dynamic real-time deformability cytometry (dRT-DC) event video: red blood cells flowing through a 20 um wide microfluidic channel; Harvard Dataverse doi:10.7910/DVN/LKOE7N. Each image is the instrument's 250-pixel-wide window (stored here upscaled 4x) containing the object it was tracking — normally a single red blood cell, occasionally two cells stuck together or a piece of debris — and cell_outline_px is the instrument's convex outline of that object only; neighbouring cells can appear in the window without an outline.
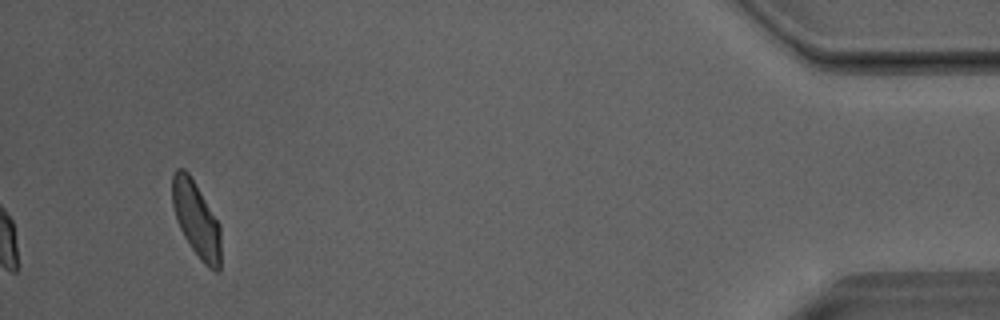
{"species": "Egyptian fruit bat (a non-hibernating species)", "species_latin": "Rousettus aegyptiacus", "temperature_condition": "room temperature", "stored_images_in_passage": 40, "camera_frame_rate_fps": 3000, "um_per_image_px": 0.085, "animal": {"sex": "male"}, "frame": {"image": 1, "passage_image": 40, "time_ms": 13.0, "image_size_px": [1000, 320], "cell_outline_px": [[220, 272], [216, 272], [208, 268], [200, 260], [184, 236], [176, 220], [172, 204], [172, 172], [176, 168], [184, 168], [188, 172], [220, 224]], "centroid_in_image_um": [16.67, 18.65], "position_along_channel_um": 418.5, "area_um2": 21.39}, "authors_computed_cell_mechanics": {"area_um2": 22.3108, "velocity_mm_per_s": 4.0284, "shape_relaxation_time_tau1_ms": 3.5151, "shape_relaxation_time_tau2_ms": 1.2944, "deformation_change_tau1": 0.122, "deformation_change_tau2": 0.0686}}